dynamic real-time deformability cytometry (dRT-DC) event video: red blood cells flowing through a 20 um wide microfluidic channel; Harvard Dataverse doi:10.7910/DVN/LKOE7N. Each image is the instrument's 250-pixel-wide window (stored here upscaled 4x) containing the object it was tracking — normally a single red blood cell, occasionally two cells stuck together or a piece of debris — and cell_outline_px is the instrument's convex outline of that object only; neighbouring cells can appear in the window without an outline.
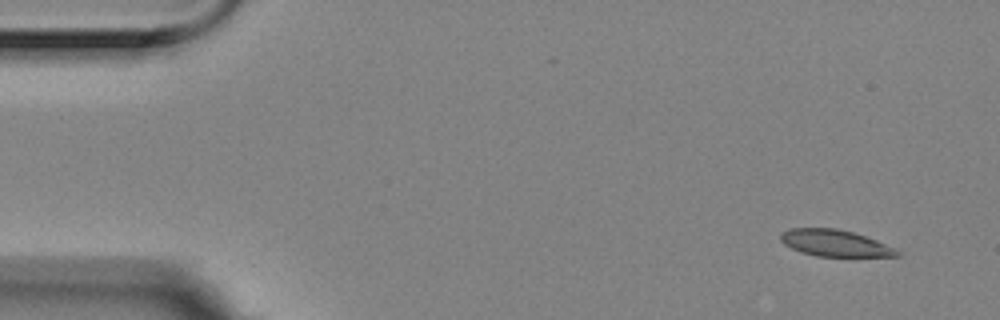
{"species": "Egyptian fruit bat (a non-hibernating species)", "species_latin": "Rousettus aegyptiacus", "temperature_condition": "room temperature", "stored_images_in_passage": 4, "segment_of_instrument_passage": [2, 2], "camera_frame_rate_fps": 3000, "um_per_image_px": 0.085, "animal": {"sex": "female"}, "frame": {"image": 1, "passage_image": 4, "time_ms": 1.0, "image_size_px": [1000, 320], "cell_outline_px": [[900, 256], [816, 256], [800, 252], [784, 244], [780, 240], [780, 232], [792, 228], [836, 228], [852, 232], [876, 240], [900, 252]], "centroid_in_image_um": [70.9, 20.66], "position_along_channel_um": 14.1, "area_um2": 17.8}}